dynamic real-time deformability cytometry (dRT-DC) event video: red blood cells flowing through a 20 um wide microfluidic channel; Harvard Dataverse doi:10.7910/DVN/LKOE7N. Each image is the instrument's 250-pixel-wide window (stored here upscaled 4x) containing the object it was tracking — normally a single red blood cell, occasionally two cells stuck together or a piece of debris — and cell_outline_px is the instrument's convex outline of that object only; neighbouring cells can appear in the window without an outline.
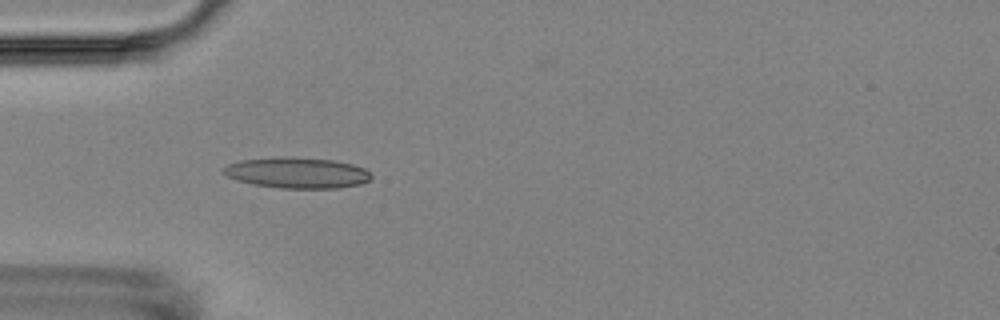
{"species": "Egyptian fruit bat (a non-hibernating species)", "species_latin": "Rousettus aegyptiacus", "temperature_condition": "room temperature", "stored_images_in_passage": 3, "camera_frame_rate_fps": 3000, "um_per_image_px": 0.085, "animal": {"sex": "female"}, "frame": {"image": 1, "passage_image": 2, "time_ms": 1.0, "image_size_px": [1000, 320], "cell_outline_px": [[372, 176], [368, 180], [360, 184], [340, 188], [280, 188], [252, 184], [236, 180], [228, 176], [224, 172], [224, 168], [228, 164], [240, 160], [280, 156], [332, 160], [352, 164], [364, 168]], "centroid_in_image_um": [25.24, 14.69], "position_along_channel_um": 59.8, "area_um2": 26.41}}
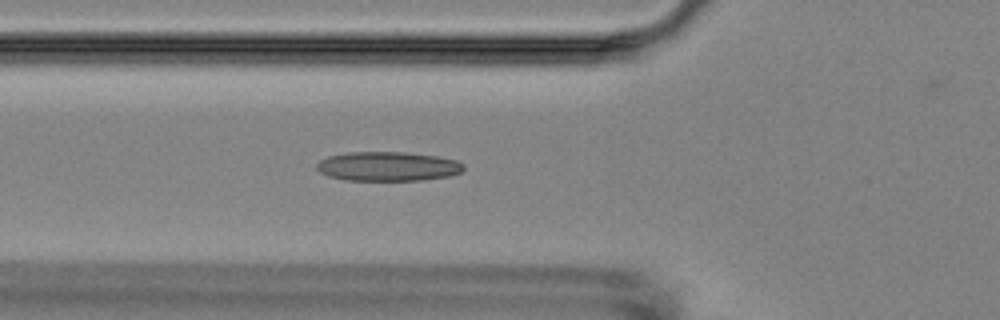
{"frame": {"image": 2, "passage_image": 3, "time_ms": 2.0, "image_size_px": [1000, 320], "cell_outline_px": [[464, 168], [460, 172], [448, 176], [424, 180], [344, 180], [328, 176], [320, 172], [316, 168], [316, 164], [320, 160], [328, 156], [348, 152], [404, 152], [436, 156], [456, 160], [464, 164]], "centroid_in_image_um": [32.94, 14.14], "position_along_channel_um": 92.9, "area_um2": 25.09}}